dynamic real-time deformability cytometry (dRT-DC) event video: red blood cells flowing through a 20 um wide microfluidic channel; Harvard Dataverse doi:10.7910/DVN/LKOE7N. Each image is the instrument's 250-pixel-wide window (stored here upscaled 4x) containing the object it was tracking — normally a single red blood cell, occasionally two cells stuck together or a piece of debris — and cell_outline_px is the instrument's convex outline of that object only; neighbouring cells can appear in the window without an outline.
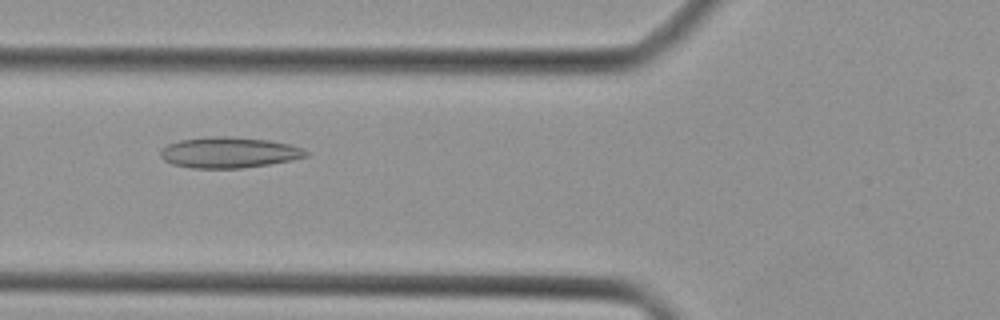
{"species": "Egyptian fruit bat (a non-hibernating species)", "species_latin": "Rousettus aegyptiacus", "temperature_condition": "cold", "stored_images_in_passage": 31, "camera_frame_rate_fps": 3000, "um_per_image_px": 0.085, "animal": {"sex": "female"}, "frame": {"image": 1, "passage_image": 4, "time_ms": 1.0, "image_size_px": [1000, 320], "cell_outline_px": [[308, 156], [292, 160], [268, 164], [240, 168], [192, 168], [172, 164], [164, 160], [160, 156], [160, 148], [168, 144], [180, 140], [208, 136], [228, 136], [268, 140], [288, 144], [304, 148], [308, 152]], "centroid_in_image_um": [19.44, 12.96], "position_along_channel_um": 106.4, "area_um2": 26.18}}
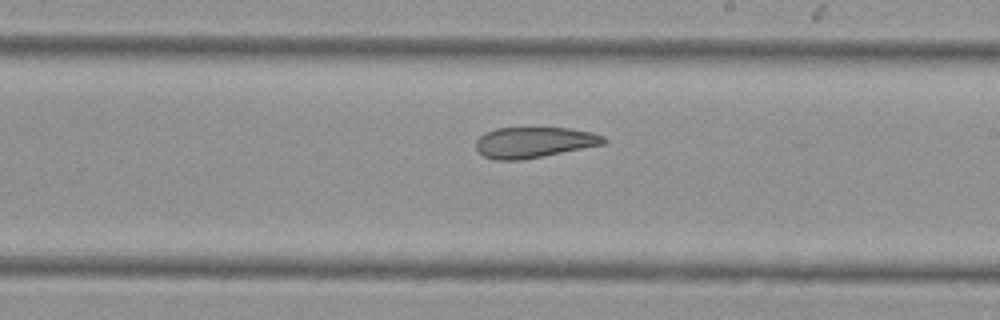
{"frame": {"image": 2, "passage_image": 13, "time_ms": 4.0, "image_size_px": [1000, 320], "cell_outline_px": [[608, 140], [604, 144], [544, 156], [520, 160], [492, 160], [476, 152], [476, 140], [484, 132], [496, 128], [568, 128], [592, 132], [604, 136]], "centroid_in_image_um": [45.36, 12.1], "position_along_channel_um": 243.6, "area_um2": 23.06}}
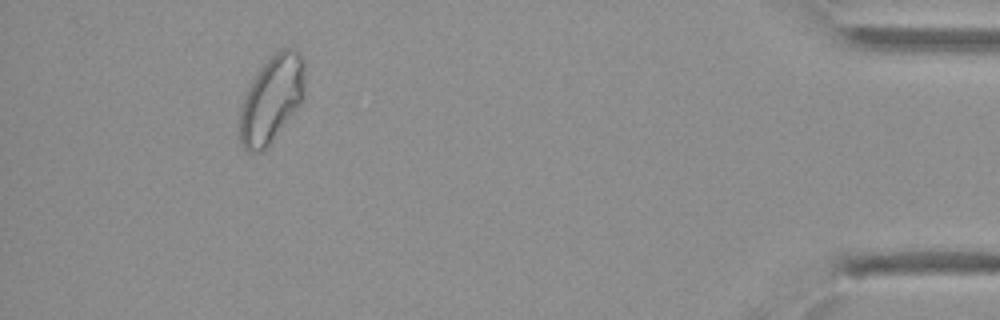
{"frame": {"image": 3, "passage_image": 28, "time_ms": 9.0, "image_size_px": [1000, 320], "cell_outline_px": [[304, 96], [300, 104], [268, 148], [260, 152], [248, 152], [244, 148], [240, 140], [240, 112], [244, 96], [252, 80], [260, 68], [280, 48], [296, 48], [300, 52], [304, 60]], "centroid_in_image_um": [23.1, 8.44], "position_along_channel_um": 412.1, "area_um2": 33.0}}